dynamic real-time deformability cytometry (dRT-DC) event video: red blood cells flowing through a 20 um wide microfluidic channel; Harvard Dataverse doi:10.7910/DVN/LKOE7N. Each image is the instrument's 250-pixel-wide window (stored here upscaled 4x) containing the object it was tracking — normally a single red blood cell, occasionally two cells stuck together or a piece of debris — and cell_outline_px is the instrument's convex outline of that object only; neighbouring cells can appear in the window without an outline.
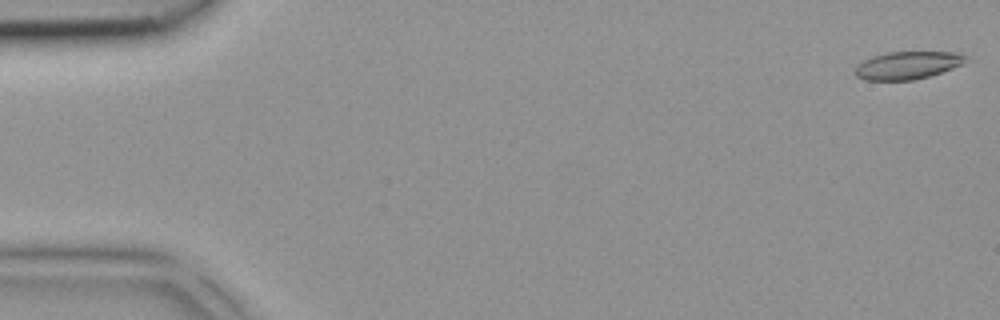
{"species": "common noctule bat (a hibernating species)", "species_latin": "Nyctalus noctula", "temperature_condition": "room temperature", "stored_images_in_passage": 3, "camera_frame_rate_fps": 3000, "um_per_image_px": 0.085, "animal": {"sex": "female", "body_mass_g": 18.4}, "frame": {"image": 1, "passage_image": 1, "time_ms": 0.0, "image_size_px": [1000, 320], "cell_outline_px": [[964, 64], [928, 76], [912, 80], [864, 80], [856, 76], [852, 72], [864, 60], [872, 56], [888, 52], [952, 52], [964, 56]], "centroid_in_image_um": [77.07, 5.56], "position_along_channel_um": 7.9, "area_um2": 17.57}}